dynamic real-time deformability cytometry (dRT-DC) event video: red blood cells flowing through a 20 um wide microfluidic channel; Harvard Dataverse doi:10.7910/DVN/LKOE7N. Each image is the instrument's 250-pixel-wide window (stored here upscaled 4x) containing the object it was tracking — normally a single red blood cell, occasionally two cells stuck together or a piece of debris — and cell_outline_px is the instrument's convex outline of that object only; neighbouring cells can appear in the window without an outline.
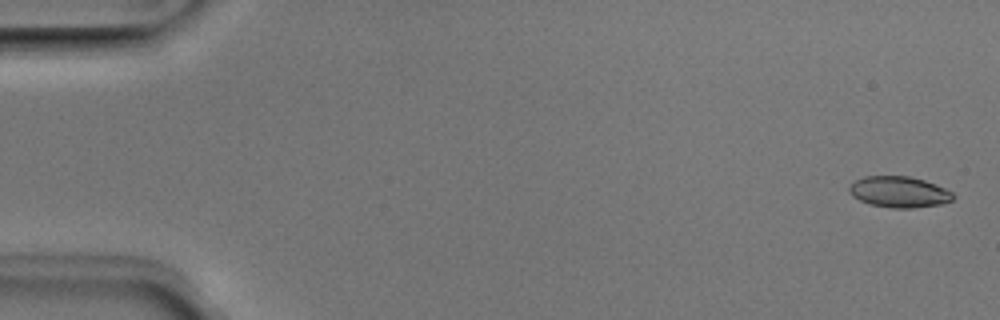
{"species": "Egyptian fruit bat (a non-hibernating species)", "species_latin": "Rousettus aegyptiacus", "temperature_condition": "room temperature", "stored_images_in_passage": 52, "camera_frame_rate_fps": 3000, "um_per_image_px": 0.085, "animal": {"sex": "male"}, "frame": {"image": 1, "passage_image": 2, "time_ms": 0.333, "image_size_px": [1000, 320], "cell_outline_px": [[956, 196], [952, 200], [940, 204], [912, 208], [892, 208], [872, 204], [860, 200], [852, 196], [848, 192], [848, 188], [856, 180], [864, 176], [908, 176], [924, 180], [936, 184], [952, 192]], "centroid_in_image_um": [76.43, 16.31], "position_along_channel_um": 8.6, "area_um2": 18.73}}
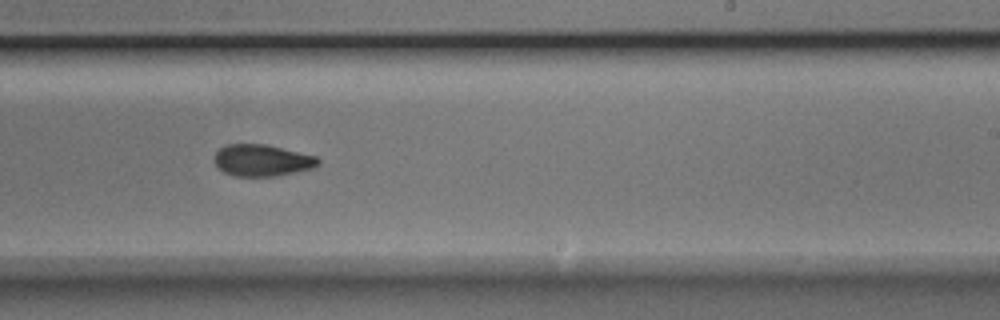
{"frame": {"image": 2, "passage_image": 32, "time_ms": 10.333, "image_size_px": [1000, 320], "cell_outline_px": [[320, 164], [316, 168], [276, 176], [236, 176], [224, 172], [212, 160], [212, 156], [220, 148], [228, 144], [268, 144], [316, 156], [320, 160]], "centroid_in_image_um": [22.3, 13.62], "position_along_channel_um": 266.7, "area_um2": 19.42}}
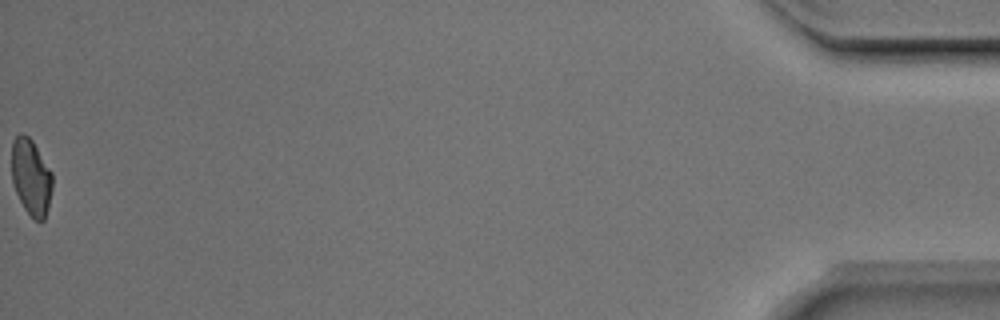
{"frame": {"image": 3, "passage_image": 52, "time_ms": 17.0, "image_size_px": [1000, 320], "cell_outline_px": [[52, 188], [48, 208], [44, 220], [40, 224], [24, 208], [16, 192], [12, 180], [12, 140], [20, 132], [28, 136], [32, 140], [52, 172]], "centroid_in_image_um": [2.64, 15.05], "position_along_channel_um": 432.6, "area_um2": 18.09}, "authors_computed_cell_mechanics": {"area_um2": 19.2474, "velocity_mm_per_s": 3.9912, "shape_relaxation_time_tau1_ms": 4.7163, "shape_relaxation_time_tau2_ms": 4.9255, "deformation_change_tau1": 0.1438, "deformation_change_tau2": 0.0966}}